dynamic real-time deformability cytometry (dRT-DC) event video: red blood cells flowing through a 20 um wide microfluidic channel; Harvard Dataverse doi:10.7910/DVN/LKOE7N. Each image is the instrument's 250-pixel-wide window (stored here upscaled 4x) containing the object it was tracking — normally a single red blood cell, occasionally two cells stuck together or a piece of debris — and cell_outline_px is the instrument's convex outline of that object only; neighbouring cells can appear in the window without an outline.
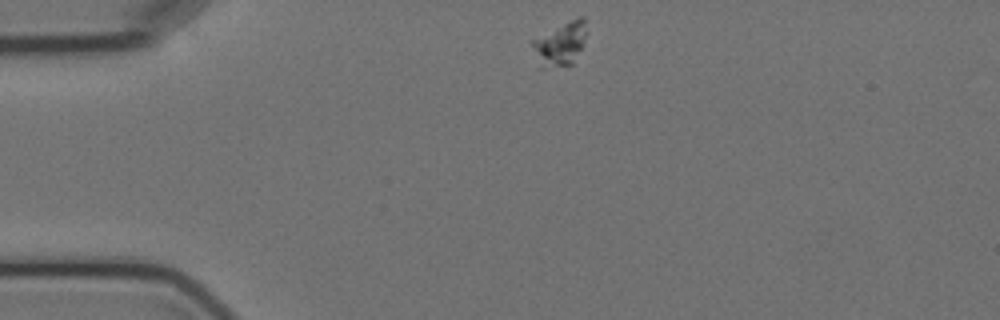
{"species": "Egyptian fruit bat (a non-hibernating species)", "species_latin": "Rousettus aegyptiacus", "temperature_condition": "cold", "stored_images_in_passage": 3, "camera_frame_rate_fps": 3000, "um_per_image_px": 0.085, "animal": {"sex": "female"}, "frame": {"image": 1, "passage_image": 1, "time_ms": 0.0, "image_size_px": [1000, 320], "cell_outline_px": [[584, 44], [572, 64], [540, 68], [528, 40], [580, 16], [584, 16]], "centroid_in_image_um": [47.55, 3.74], "position_along_channel_um": 37.5, "area_um2": 13.64}}
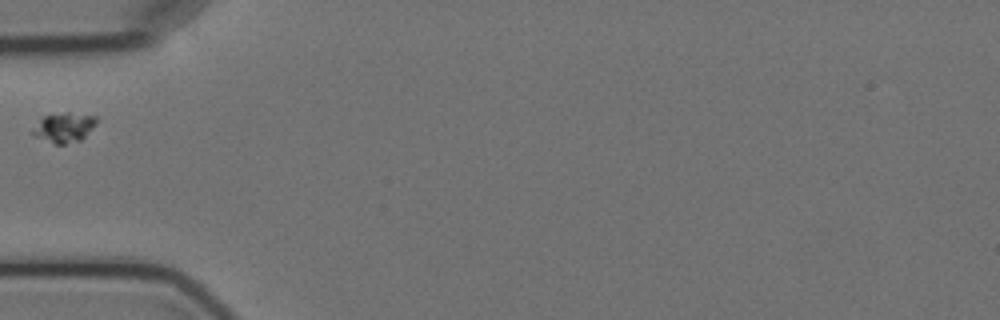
{"frame": {"image": 2, "passage_image": 3, "time_ms": 2.333, "image_size_px": [1000, 320], "cell_outline_px": [[100, 116], [96, 124], [80, 140], [64, 144], [56, 144], [36, 136], [32, 132], [40, 116], [64, 112], [68, 112]], "centroid_in_image_um": [5.47, 10.79], "position_along_channel_um": 79.5, "area_um2": 11.04}}